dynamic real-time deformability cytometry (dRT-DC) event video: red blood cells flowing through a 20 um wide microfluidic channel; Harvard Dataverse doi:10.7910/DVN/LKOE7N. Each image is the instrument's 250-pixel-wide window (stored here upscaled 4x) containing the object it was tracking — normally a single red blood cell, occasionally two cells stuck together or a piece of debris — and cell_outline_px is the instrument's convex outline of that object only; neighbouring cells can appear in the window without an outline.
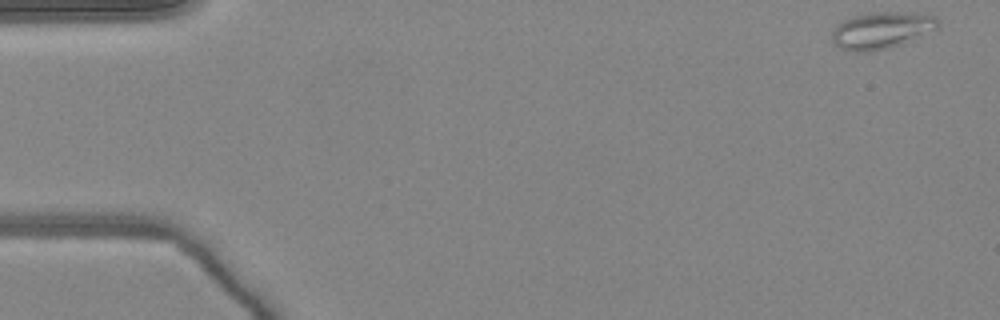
{"species": "common noctule bat (a hibernating species)", "species_latin": "Nyctalus noctula", "temperature_condition": "warm", "stored_images_in_passage": 49, "camera_frame_rate_fps": 3000, "um_per_image_px": 0.085, "animal": {"sex": "female", "body_mass_g": 24.6, "forearm_length_mm": 56.2}, "frame": {"image": 1, "passage_image": 1, "time_ms": 0.0, "image_size_px": [1000, 320], "cell_outline_px": [[940, 28], [900, 44], [888, 48], [868, 52], [856, 52], [840, 48], [832, 40], [832, 28], [844, 20], [852, 16], [868, 12], [920, 12], [936, 16], [940, 20]], "centroid_in_image_um": [74.97, 2.55], "position_along_channel_um": 10.0, "area_um2": 23.06}}
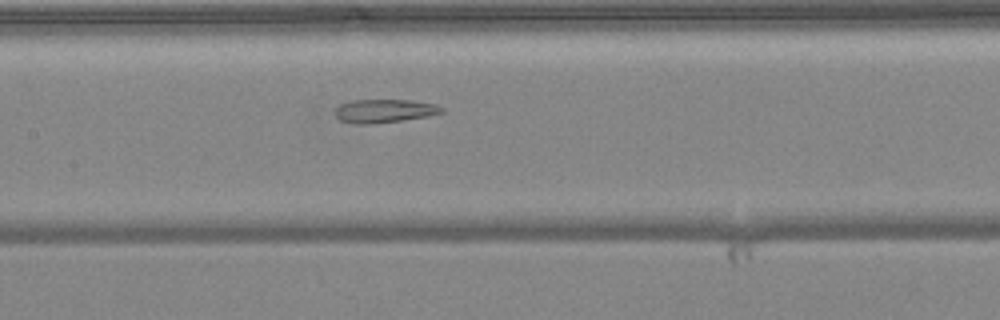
{"frame": {"image": 2, "passage_image": 23, "time_ms": 7.333, "image_size_px": [1000, 320], "cell_outline_px": [[444, 112], [428, 116], [372, 124], [356, 124], [340, 120], [336, 116], [336, 108], [340, 104], [352, 100], [412, 100], [436, 104], [444, 108]], "centroid_in_image_um": [32.69, 9.42], "position_along_channel_um": 174.7, "area_um2": 14.51}}
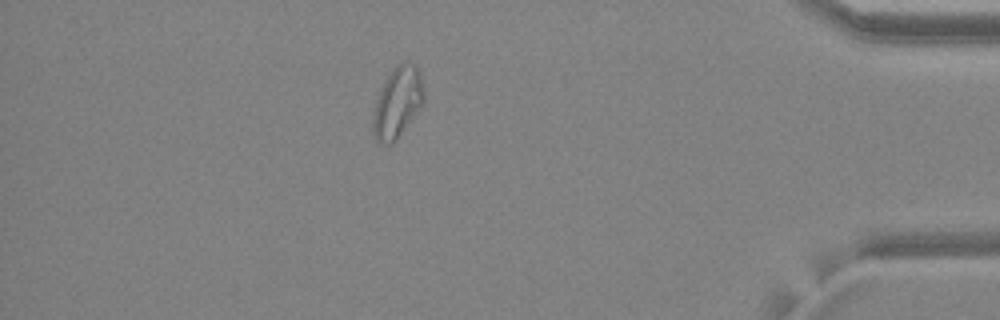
{"frame": {"image": 3, "passage_image": 43, "time_ms": 14.0, "image_size_px": [1000, 320], "cell_outline_px": [[424, 100], [420, 108], [396, 140], [392, 144], [384, 144], [376, 140], [372, 132], [372, 116], [376, 100], [392, 68], [396, 64], [404, 60], [412, 64], [416, 68], [420, 76], [424, 92]], "centroid_in_image_um": [33.77, 8.73], "position_along_channel_um": 401.4, "area_um2": 20.75}, "authors_computed_cell_mechanics": {"area_um2": 20.2878, "velocity_mm_per_s": 4.0796, "shape_relaxation_time_tau1_ms": null, "shape_relaxation_time_tau2_ms": 2.2528, "deformation_change_tau1": null, "deformation_change_tau2": 0.0919}}